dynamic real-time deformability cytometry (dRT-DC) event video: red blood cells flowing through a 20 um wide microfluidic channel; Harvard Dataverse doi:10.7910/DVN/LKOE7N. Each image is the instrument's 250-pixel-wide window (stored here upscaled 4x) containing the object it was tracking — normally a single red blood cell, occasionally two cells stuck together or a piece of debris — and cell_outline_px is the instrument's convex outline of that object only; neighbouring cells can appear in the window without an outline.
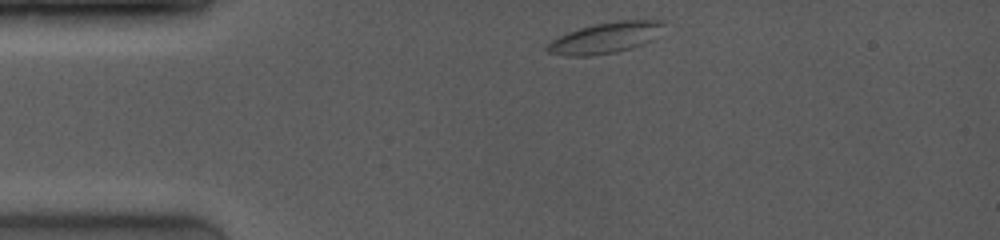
{"species": "common noctule bat (a hibernating species)", "species_latin": "Nyctalus noctula", "temperature_condition": "room temperature", "stored_images_in_passage": 27, "camera_frame_rate_fps": 4000, "um_per_image_px": 0.085, "animal": {"sex": "female", "body_mass_g": 19.0, "forearm_length_mm": 53.3}, "frame": {"image": 1, "passage_image": 1, "time_ms": 0.0, "image_size_px": [1000, 240], "cell_outline_px": [[664, 24], [652, 40], [644, 44], [632, 48], [616, 52], [592, 56], [564, 56], [548, 52], [544, 48], [544, 44], [568, 32], [580, 28], [596, 24], [616, 20], [664, 20]], "centroid_in_image_um": [51.42, 3.23], "position_along_channel_um": 33.6, "area_um2": 21.04}}
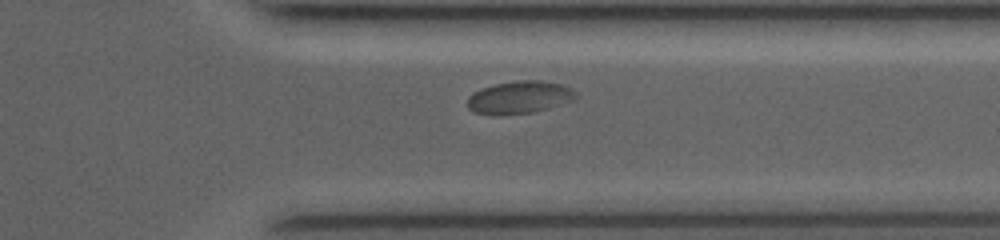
{"frame": {"image": 2, "passage_image": 22, "time_ms": 9.5, "image_size_px": [1000, 240], "cell_outline_px": [[576, 100], [536, 112], [500, 116], [492, 116], [472, 112], [468, 108], [468, 96], [472, 92], [496, 84], [516, 80], [540, 80], [560, 84], [572, 88], [576, 92]], "centroid_in_image_um": [44.15, 8.3], "position_along_channel_um": 367.3, "area_um2": 21.04}}
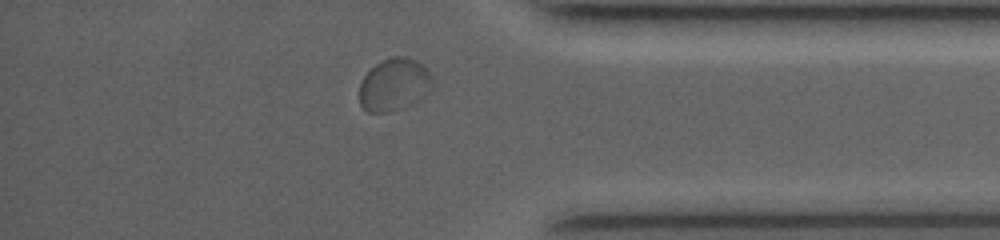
{"frame": {"image": 3, "passage_image": 24, "time_ms": 10.5, "image_size_px": [1000, 240], "cell_outline_px": [[432, 88], [420, 100], [404, 108], [388, 112], [368, 112], [360, 104], [360, 84], [364, 76], [376, 64], [392, 56], [404, 56], [416, 60], [428, 68], [432, 76]], "centroid_in_image_um": [33.54, 7.2], "position_along_channel_um": 401.7, "area_um2": 22.48}}